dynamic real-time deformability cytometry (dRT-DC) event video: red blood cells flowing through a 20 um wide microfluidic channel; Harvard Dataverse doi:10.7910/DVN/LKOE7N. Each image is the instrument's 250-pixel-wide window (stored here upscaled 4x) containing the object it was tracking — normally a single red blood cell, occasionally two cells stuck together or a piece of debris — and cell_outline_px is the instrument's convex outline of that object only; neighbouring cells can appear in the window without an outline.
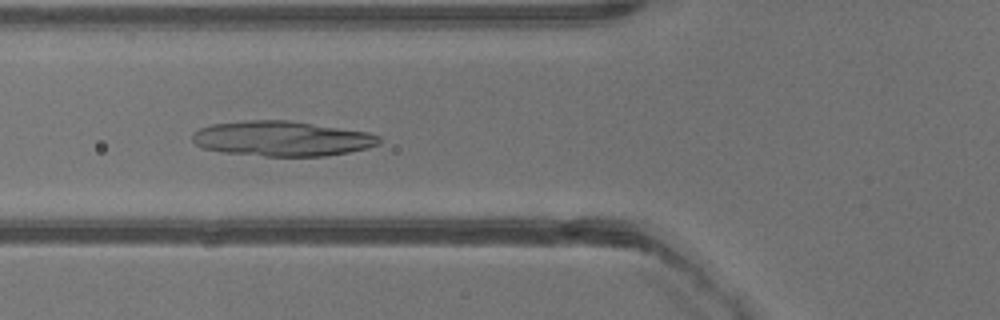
{"species": "common noctule bat (a hibernating species)", "species_latin": "Nyctalus noctula", "temperature_condition": "warm", "stored_images_in_passage": 31, "camera_frame_rate_fps": 3000, "um_per_image_px": 0.085, "animal": {"sex": "male", "body_mass_g": 13.3}, "frame": {"image": 1, "passage_image": 9, "time_ms": 2.667, "image_size_px": [1000, 320], "cell_outline_px": [[380, 144], [368, 148], [348, 152], [324, 156], [264, 156], [224, 152], [204, 148], [196, 144], [192, 140], [192, 132], [200, 128], [212, 124], [248, 120], [288, 120], [368, 132], [380, 136]], "centroid_in_image_um": [23.97, 11.78], "position_along_channel_um": 101.8, "area_um2": 38.09}}
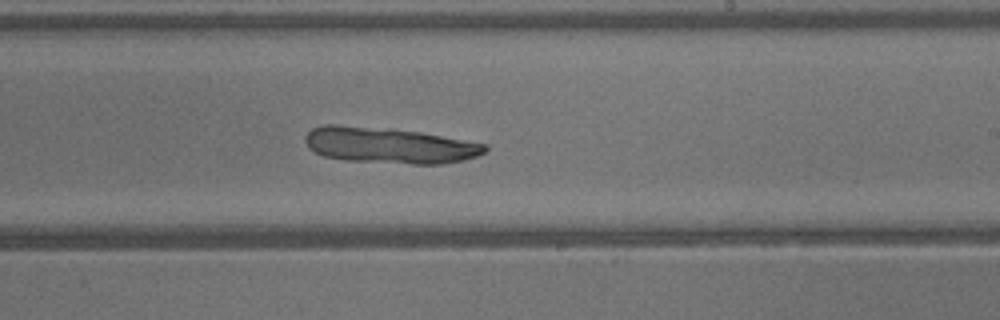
{"frame": {"image": 2, "passage_image": 18, "time_ms": 5.667, "image_size_px": [1000, 320], "cell_outline_px": [[488, 148], [484, 152], [476, 156], [464, 160], [444, 164], [412, 164], [344, 160], [324, 156], [308, 148], [304, 140], [304, 136], [312, 128], [320, 124], [336, 124], [392, 128], [420, 132], [484, 144]], "centroid_in_image_um": [33.01, 12.34], "position_along_channel_um": 256.0, "area_um2": 37.86}}
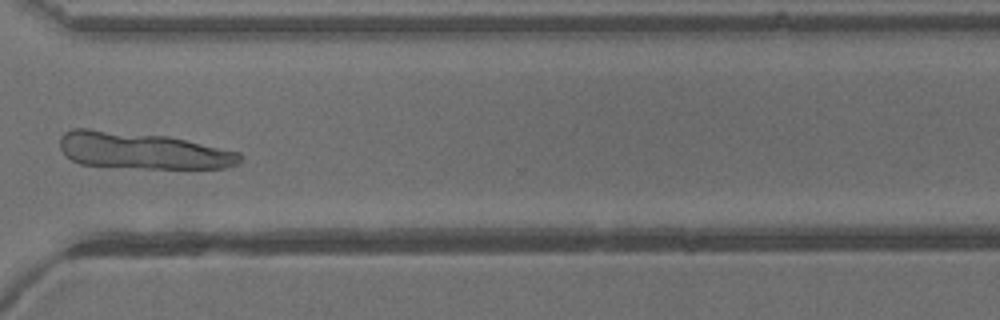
{"frame": {"image": 3, "passage_image": 24, "time_ms": 7.667, "image_size_px": [1000, 320], "cell_outline_px": [[244, 156], [240, 164], [224, 168], [144, 168], [80, 164], [64, 156], [60, 148], [60, 136], [64, 132], [72, 128], [88, 128], [168, 136], [240, 152]], "centroid_in_image_um": [12.09, 12.8], "position_along_channel_um": 358.5, "area_um2": 38.73}}